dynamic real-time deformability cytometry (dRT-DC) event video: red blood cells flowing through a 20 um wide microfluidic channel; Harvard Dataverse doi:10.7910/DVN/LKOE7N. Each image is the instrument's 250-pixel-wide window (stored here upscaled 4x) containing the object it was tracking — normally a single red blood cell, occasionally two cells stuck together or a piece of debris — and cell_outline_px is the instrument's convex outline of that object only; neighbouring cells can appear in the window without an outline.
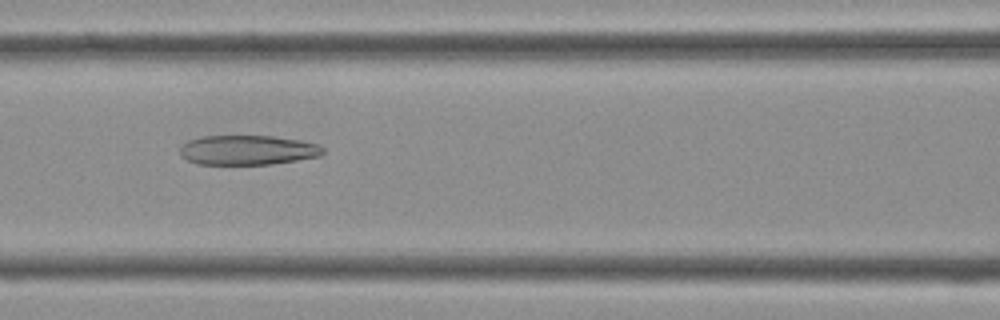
{"species": "Egyptian fruit bat (a non-hibernating species)", "species_latin": "Rousettus aegyptiacus", "temperature_condition": "cold", "stored_images_in_passage": 32, "camera_frame_rate_fps": 3000, "um_per_image_px": 0.085, "frame": {"image": 1, "passage_image": 8, "time_ms": 2.333, "image_size_px": [1000, 320], "cell_outline_px": [[324, 152], [320, 156], [296, 160], [268, 164], [196, 164], [180, 156], [180, 148], [188, 140], [200, 136], [272, 136], [300, 140], [316, 144], [324, 148]], "centroid_in_image_um": [21.02, 12.75], "position_along_channel_um": 145.6, "area_um2": 24.62}}
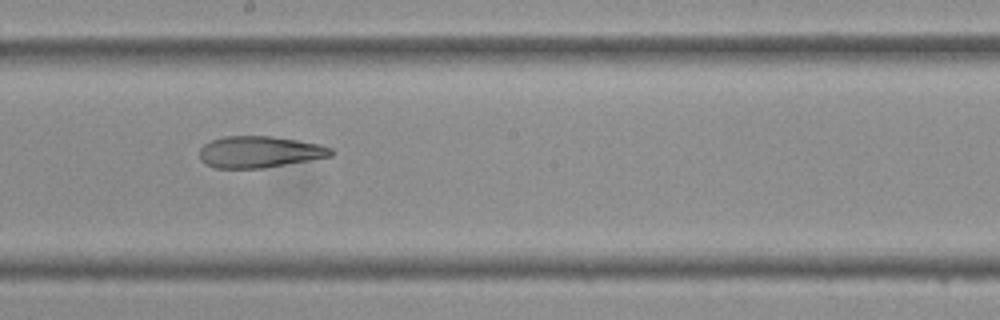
{"frame": {"image": 2, "passage_image": 13, "time_ms": 4.0, "image_size_px": [1000, 320], "cell_outline_px": [[336, 152], [332, 156], [264, 168], [216, 168], [204, 164], [200, 160], [200, 148], [204, 144], [212, 140], [224, 136], [272, 136], [320, 144], [332, 148]], "centroid_in_image_um": [22.06, 12.91], "position_along_channel_um": 226.1, "area_um2": 24.28}}
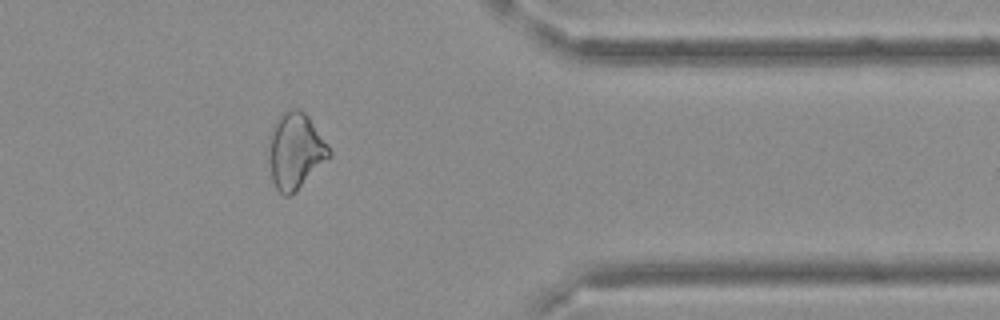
{"frame": {"image": 3, "passage_image": 24, "time_ms": 7.667, "image_size_px": [1000, 320], "cell_outline_px": [[332, 156], [296, 192], [288, 196], [284, 196], [276, 188], [272, 180], [268, 160], [268, 136], [272, 124], [288, 108], [300, 108], [308, 116], [328, 144], [332, 152]], "centroid_in_image_um": [25.1, 12.82], "position_along_channel_um": 386.3, "area_um2": 27.4}}